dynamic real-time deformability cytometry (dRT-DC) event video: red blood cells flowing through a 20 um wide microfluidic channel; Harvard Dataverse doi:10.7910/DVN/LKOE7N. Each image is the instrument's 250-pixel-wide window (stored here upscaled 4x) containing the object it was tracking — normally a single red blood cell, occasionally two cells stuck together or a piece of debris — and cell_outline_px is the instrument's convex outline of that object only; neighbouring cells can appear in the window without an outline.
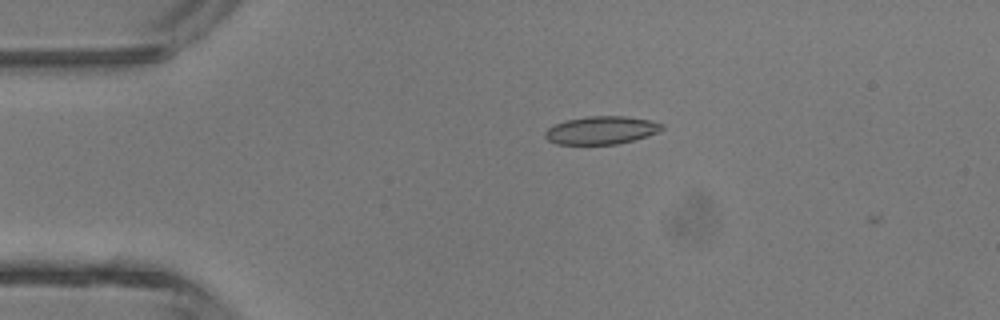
{"species": "common noctule bat (a hibernating species)", "species_latin": "Nyctalus noctula", "temperature_condition": "room temperature", "stored_images_in_passage": 2, "camera_frame_rate_fps": 3000, "um_per_image_px": 0.085, "animal": {"sex": "male", "body_mass_g": 13.3}, "frame": {"image": 1, "passage_image": 1, "time_ms": 0.0, "image_size_px": [1000, 320], "cell_outline_px": [[664, 128], [656, 132], [632, 140], [616, 144], [556, 144], [548, 140], [544, 136], [544, 132], [548, 128], [564, 120], [588, 116], [624, 116], [652, 120], [664, 124]], "centroid_in_image_um": [51.09, 11.06], "position_along_channel_um": 33.9, "area_um2": 18.96}}